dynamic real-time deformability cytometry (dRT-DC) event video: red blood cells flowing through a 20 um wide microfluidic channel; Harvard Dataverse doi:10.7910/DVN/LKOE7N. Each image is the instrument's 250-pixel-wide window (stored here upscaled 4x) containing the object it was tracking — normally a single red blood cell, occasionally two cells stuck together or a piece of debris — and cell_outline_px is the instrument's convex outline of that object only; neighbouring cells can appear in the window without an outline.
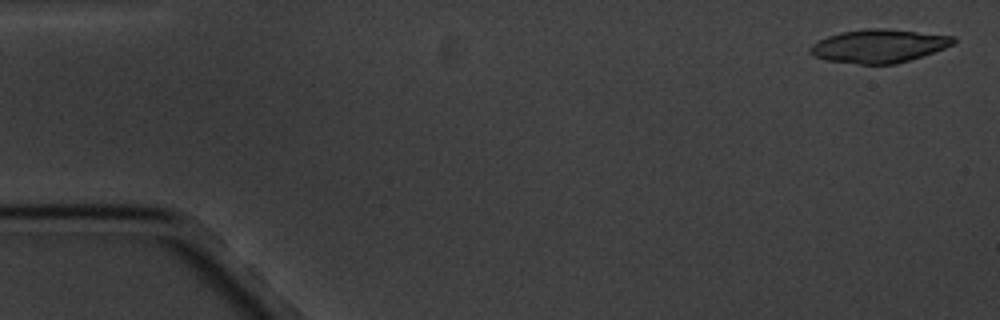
{"species": "common noctule bat (a hibernating species)", "species_latin": "Nyctalus noctula", "temperature_condition": "cold", "stored_images_in_passage": 4, "camera_frame_rate_fps": 3000, "um_per_image_px": 0.085, "animal": {"sex": "male", "body_mass_g": 20.1, "forearm_length_mm": 53.5}, "frame": {"image": 1, "passage_image": 1, "time_ms": 0.0, "image_size_px": [1000, 320], "cell_outline_px": [[956, 40], [952, 44], [944, 48], [896, 64], [860, 64], [828, 60], [816, 56], [808, 52], [808, 48], [812, 44], [828, 36], [840, 32], [868, 28], [884, 28], [956, 36]], "centroid_in_image_um": [74.69, 3.9], "position_along_channel_um": 10.3, "area_um2": 27.57}}